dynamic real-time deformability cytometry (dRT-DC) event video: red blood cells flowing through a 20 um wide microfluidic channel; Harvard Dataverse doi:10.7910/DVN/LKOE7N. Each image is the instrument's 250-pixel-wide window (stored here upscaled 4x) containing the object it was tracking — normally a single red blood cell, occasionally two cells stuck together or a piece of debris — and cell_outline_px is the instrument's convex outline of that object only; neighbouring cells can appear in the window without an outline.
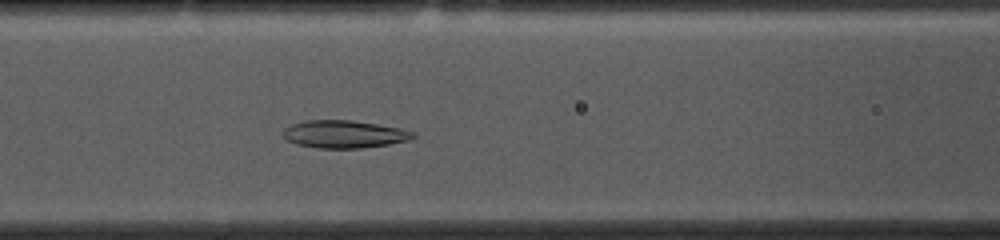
{"species": "common noctule bat (a hibernating species)", "species_latin": "Nyctalus noctula", "temperature_condition": "cold", "stored_images_in_passage": 52, "camera_frame_rate_fps": 3000, "um_per_image_px": 0.085, "animal": {"sex": "female", "body_mass_g": 10.0, "forearm_length_mm": 53.1}, "frame": {"image": 1, "passage_image": 20, "time_ms": 6.333, "image_size_px": [1000, 240], "cell_outline_px": [[416, 136], [408, 140], [388, 144], [364, 148], [316, 148], [296, 144], [280, 136], [280, 132], [284, 128], [292, 124], [304, 120], [352, 120], [400, 128], [416, 132]], "centroid_in_image_um": [29.2, 11.4], "position_along_channel_um": 137.4, "area_um2": 21.15}}
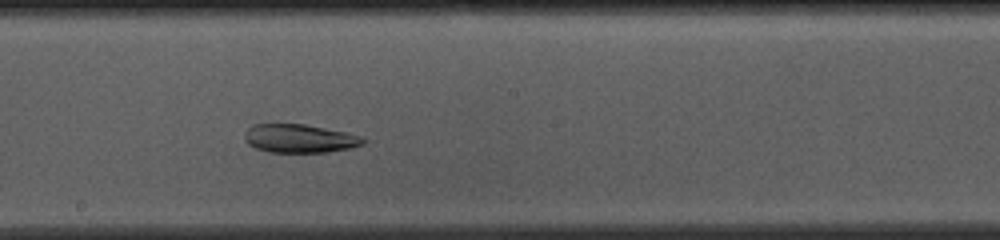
{"frame": {"image": 2, "passage_image": 27, "time_ms": 8.667, "image_size_px": [1000, 240], "cell_outline_px": [[368, 140], [364, 144], [348, 148], [328, 152], [268, 152], [256, 148], [248, 144], [244, 140], [244, 132], [252, 124], [304, 124], [364, 136]], "centroid_in_image_um": [25.46, 11.77], "position_along_channel_um": 222.7, "area_um2": 19.77}}
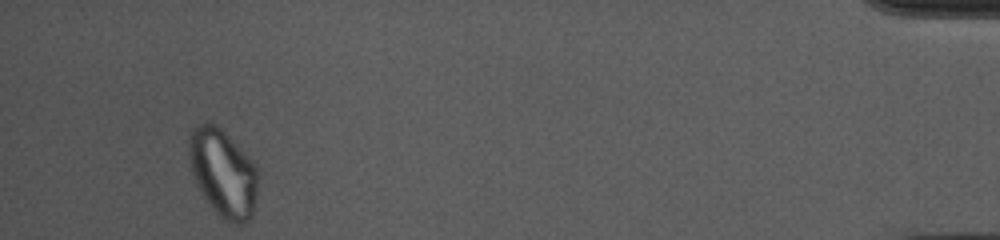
{"frame": {"image": 3, "passage_image": 49, "time_ms": 16.0, "image_size_px": [1000, 240], "cell_outline_px": [[260, 180], [256, 200], [252, 216], [244, 224], [232, 224], [224, 220], [208, 204], [196, 184], [192, 172], [188, 152], [188, 136], [192, 128], [196, 124], [212, 120], [256, 164], [260, 176]], "centroid_in_image_um": [18.97, 14.7], "position_along_channel_um": 416.2, "area_um2": 36.01}, "authors_computed_cell_mechanics": {"area_um2": 25.6054, "velocity_mm_per_s": 3.6738, "shape_relaxation_time_tau1_ms": null, "shape_relaxation_time_tau2_ms": 2.809, "deformation_change_tau1": null, "deformation_change_tau2": 0.0857}}